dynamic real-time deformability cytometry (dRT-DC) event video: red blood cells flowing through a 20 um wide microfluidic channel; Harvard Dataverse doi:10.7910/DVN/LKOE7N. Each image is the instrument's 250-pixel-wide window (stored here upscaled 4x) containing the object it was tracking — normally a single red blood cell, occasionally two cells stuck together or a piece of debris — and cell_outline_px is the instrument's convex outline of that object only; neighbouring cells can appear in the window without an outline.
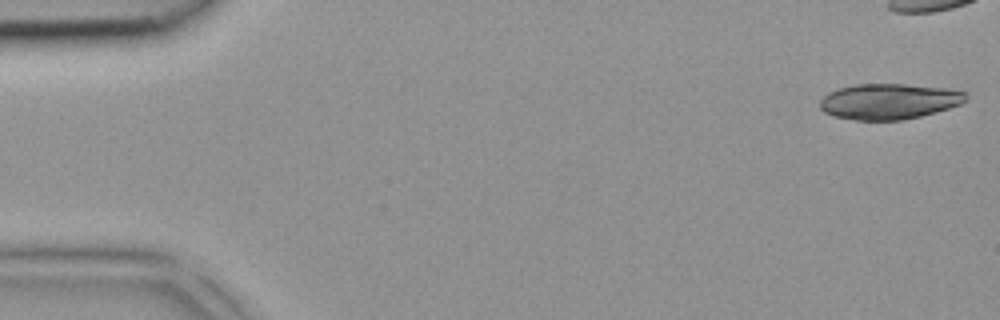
{"species": "common noctule bat (a hibernating species)", "species_latin": "Nyctalus noctula", "temperature_condition": "room temperature", "stored_images_in_passage": 16, "camera_frame_rate_fps": 3000, "um_per_image_px": 0.085, "animal": {"sex": "female", "body_mass_g": 18.4}, "frame": {"image": 1, "passage_image": 1, "time_ms": 0.0, "image_size_px": [1000, 320], "cell_outline_px": [[968, 100], [960, 104], [936, 112], [904, 120], [856, 120], [832, 116], [824, 112], [820, 108], [820, 100], [828, 92], [836, 88], [856, 84], [904, 84], [948, 88], [968, 92]], "centroid_in_image_um": [75.57, 8.61], "position_along_channel_um": 9.4, "area_um2": 30.63}}